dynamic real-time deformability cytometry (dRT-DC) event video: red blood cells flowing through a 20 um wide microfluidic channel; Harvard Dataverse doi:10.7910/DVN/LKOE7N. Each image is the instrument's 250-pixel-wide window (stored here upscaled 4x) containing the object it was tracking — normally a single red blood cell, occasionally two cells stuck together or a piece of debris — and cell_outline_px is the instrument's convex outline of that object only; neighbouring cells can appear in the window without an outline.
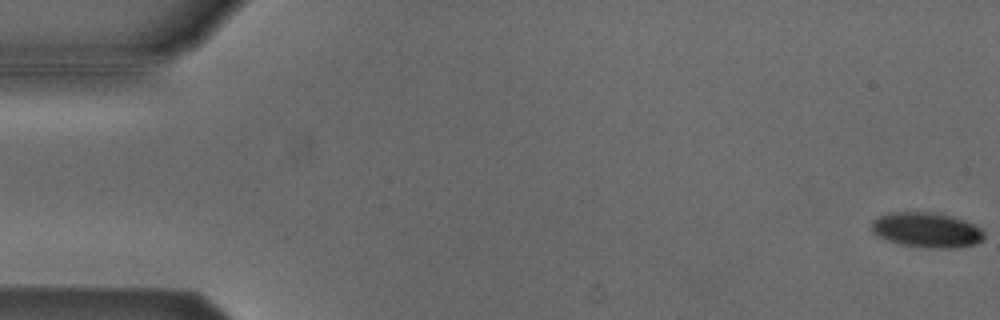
{"species": "Egyptian fruit bat (a non-hibernating species)", "species_latin": "Rousettus aegyptiacus", "temperature_condition": "cold", "stored_images_in_passage": 18, "camera_frame_rate_fps": 3000, "um_per_image_px": 0.085, "animal": {"sex": "male"}, "frame": {"image": 1, "passage_image": 1, "time_ms": 0.0, "image_size_px": [1000, 320], "cell_outline_px": [[984, 236], [980, 240], [972, 244], [956, 248], [928, 248], [900, 244], [888, 240], [872, 232], [872, 220], [888, 212], [936, 212], [952, 216], [964, 220], [980, 228], [984, 232]], "centroid_in_image_um": [78.75, 19.54], "position_along_channel_um": 6.3, "area_um2": 22.83}}
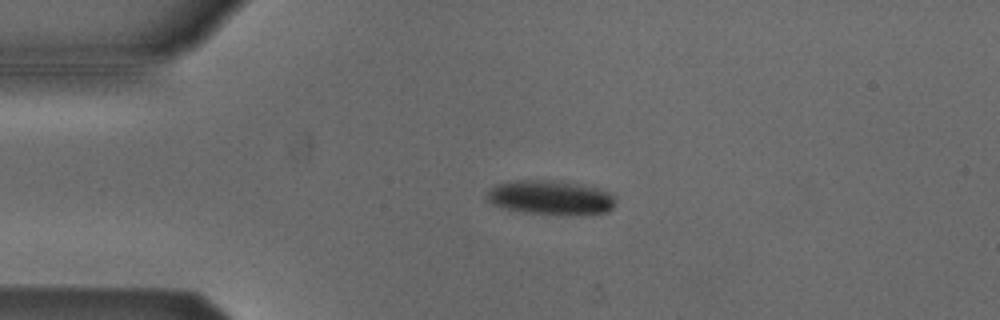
{"frame": {"image": 2, "passage_image": 13, "time_ms": 4.0, "image_size_px": [1000, 320], "cell_outline_px": [[612, 208], [608, 212], [564, 216], [524, 212], [500, 208], [492, 204], [488, 200], [488, 192], [496, 184], [516, 180], [560, 180], [580, 184], [596, 188], [608, 192], [612, 196]], "centroid_in_image_um": [46.76, 16.8], "position_along_channel_um": 38.2, "area_um2": 25.84}}